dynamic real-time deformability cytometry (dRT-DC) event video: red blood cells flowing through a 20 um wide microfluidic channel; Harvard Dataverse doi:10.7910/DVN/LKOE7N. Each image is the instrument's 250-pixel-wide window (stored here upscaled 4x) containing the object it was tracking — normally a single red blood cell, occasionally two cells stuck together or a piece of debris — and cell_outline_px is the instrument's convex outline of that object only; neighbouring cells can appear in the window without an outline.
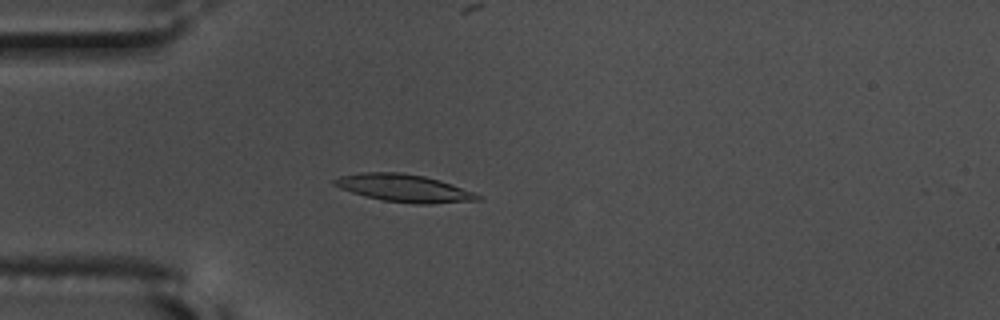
{"species": "common noctule bat (a hibernating species)", "species_latin": "Nyctalus noctula", "temperature_condition": "warm", "stored_images_in_passage": 57, "camera_frame_rate_fps": 3000, "um_per_image_px": 0.085, "animal": {"sex": "male", "body_mass_g": 17.5, "forearm_length_mm": 52.3}, "frame": {"image": 1, "passage_image": 17, "time_ms": 5.333, "image_size_px": [1000, 320], "cell_outline_px": [[484, 196], [480, 200], [432, 204], [412, 204], [384, 200], [364, 196], [340, 188], [332, 184], [332, 180], [340, 176], [360, 172], [400, 172], [424, 176], [440, 180], [452, 184]], "centroid_in_image_um": [34.36, 15.99], "position_along_channel_um": 50.6, "area_um2": 23.18}}
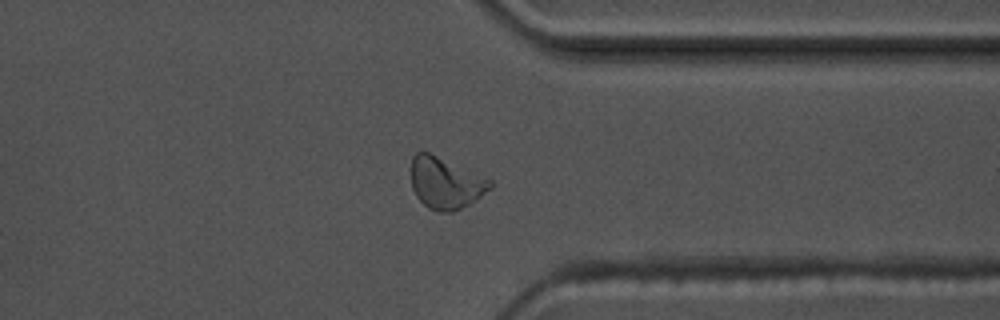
{"frame": {"image": 2, "passage_image": 45, "time_ms": 14.667, "image_size_px": [1000, 320], "cell_outline_px": [[492, 188], [468, 204], [452, 212], [440, 212], [428, 208], [416, 196], [412, 188], [412, 156], [416, 152], [428, 152], [492, 180]], "centroid_in_image_um": [37.86, 15.56], "position_along_channel_um": 373.5, "area_um2": 23.29}}
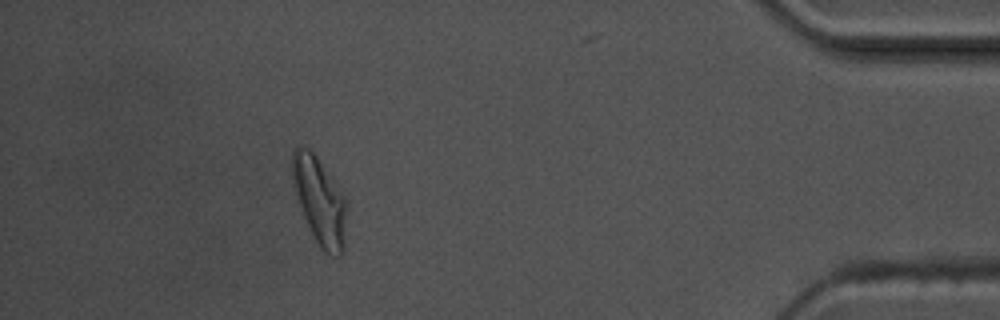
{"frame": {"image": 3, "passage_image": 52, "time_ms": 17.0, "image_size_px": [1000, 320], "cell_outline_px": [[348, 208], [344, 252], [340, 256], [336, 256], [328, 252], [316, 240], [304, 216], [296, 192], [292, 176], [292, 152], [296, 144], [308, 148], [316, 156], [348, 200]], "centroid_in_image_um": [27.22, 17.04], "position_along_channel_um": 408.0, "area_um2": 27.4}, "authors_computed_cell_mechanics": {"area_um2": 21.8484, "velocity_mm_per_s": 3.6213, "shape_relaxation_time_tau1_ms": 6.937, "shape_relaxation_time_tau2_ms": 2.641, "deformation_change_tau1": 0.1865, "deformation_change_tau2": 0.0932}}